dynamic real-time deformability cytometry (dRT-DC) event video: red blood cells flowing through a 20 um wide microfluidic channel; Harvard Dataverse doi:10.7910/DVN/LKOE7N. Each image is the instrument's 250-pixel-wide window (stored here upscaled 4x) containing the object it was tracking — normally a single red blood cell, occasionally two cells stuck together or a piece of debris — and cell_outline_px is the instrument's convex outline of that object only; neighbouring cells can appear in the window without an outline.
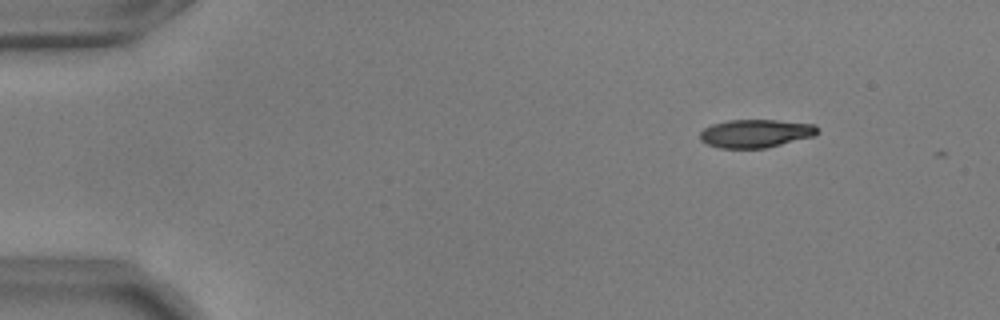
{"species": "common noctule bat (a hibernating species)", "species_latin": "Nyctalus noctula", "temperature_condition": "warm", "stored_images_in_passage": 3, "camera_frame_rate_fps": 3000, "um_per_image_px": 0.085, "animal": {"sex": "male", "body_mass_g": 17.9, "forearm_length_mm": 54.2}, "frame": {"image": 1, "passage_image": 1, "time_ms": 0.0, "image_size_px": [1000, 320], "cell_outline_px": [[820, 132], [816, 136], [764, 148], [720, 148], [708, 144], [700, 140], [700, 132], [704, 128], [712, 124], [728, 120], [776, 120], [816, 124], [820, 128]], "centroid_in_image_um": [64.28, 11.33], "position_along_channel_um": 20.7, "area_um2": 19.48}}